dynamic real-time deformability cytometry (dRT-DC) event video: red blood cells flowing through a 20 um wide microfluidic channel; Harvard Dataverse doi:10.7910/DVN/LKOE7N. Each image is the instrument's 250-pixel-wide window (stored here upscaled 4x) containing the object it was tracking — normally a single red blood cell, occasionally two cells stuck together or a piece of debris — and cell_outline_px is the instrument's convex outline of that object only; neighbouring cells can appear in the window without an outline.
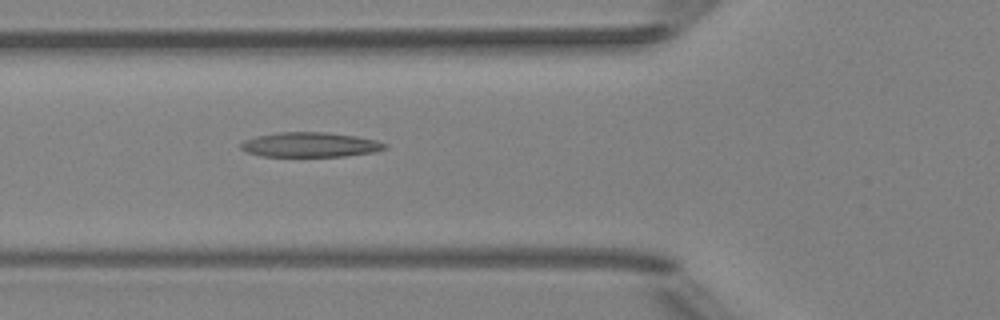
{"species": "Egyptian fruit bat (a non-hibernating species)", "species_latin": "Rousettus aegyptiacus", "temperature_condition": "room temperature", "stored_images_in_passage": 51, "camera_frame_rate_fps": 3000, "um_per_image_px": 0.085, "animal": {"sex": "female"}, "frame": {"image": 1, "passage_image": 19, "time_ms": 6.0, "image_size_px": [1000, 320], "cell_outline_px": [[388, 148], [372, 152], [344, 156], [260, 156], [244, 152], [240, 148], [240, 144], [244, 140], [256, 136], [280, 132], [324, 132], [356, 136], [376, 140], [388, 144]], "centroid_in_image_um": [26.34, 12.3], "position_along_channel_um": 99.5, "area_um2": 20.81}}
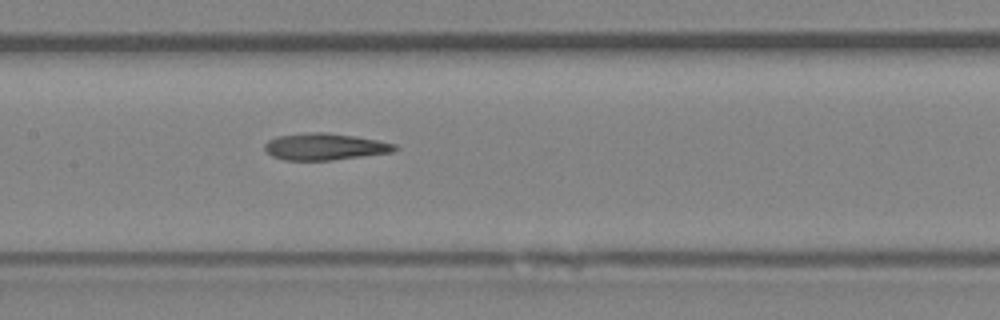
{"frame": {"image": 2, "passage_image": 25, "time_ms": 8.0, "image_size_px": [1000, 320], "cell_outline_px": [[400, 148], [392, 152], [332, 160], [284, 160], [272, 156], [264, 148], [264, 144], [268, 140], [276, 136], [312, 132], [328, 132], [356, 136], [396, 144]], "centroid_in_image_um": [27.61, 12.46], "position_along_channel_um": 179.8, "area_um2": 20.29}}
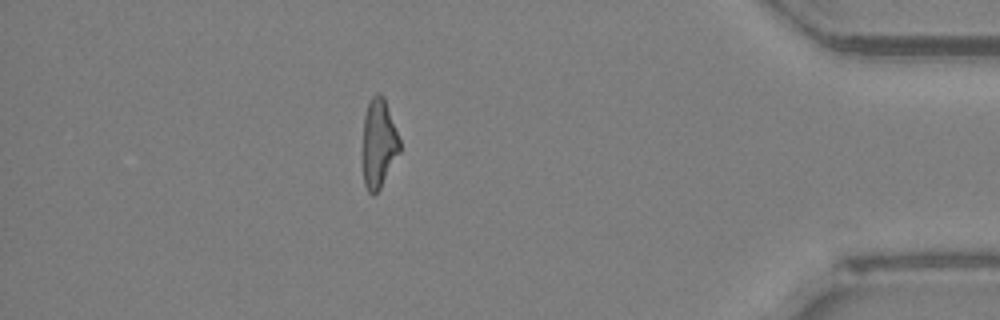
{"frame": {"image": 3, "passage_image": 45, "time_ms": 14.667, "image_size_px": [1000, 320], "cell_outline_px": [[400, 152], [380, 188], [372, 196], [368, 192], [364, 184], [364, 116], [368, 104], [372, 96], [376, 92], [380, 92], [384, 96], [400, 140]], "centroid_in_image_um": [32.21, 12.16], "position_along_channel_um": 403.0, "area_um2": 18.9}, "authors_computed_cell_mechanics": {"area_um2": 20.6346, "velocity_mm_per_s": 4.015, "shape_relaxation_time_tau1_ms": null, "shape_relaxation_time_tau2_ms": 7.2871, "deformation_change_tau1": null, "deformation_change_tau2": 0.2268}}